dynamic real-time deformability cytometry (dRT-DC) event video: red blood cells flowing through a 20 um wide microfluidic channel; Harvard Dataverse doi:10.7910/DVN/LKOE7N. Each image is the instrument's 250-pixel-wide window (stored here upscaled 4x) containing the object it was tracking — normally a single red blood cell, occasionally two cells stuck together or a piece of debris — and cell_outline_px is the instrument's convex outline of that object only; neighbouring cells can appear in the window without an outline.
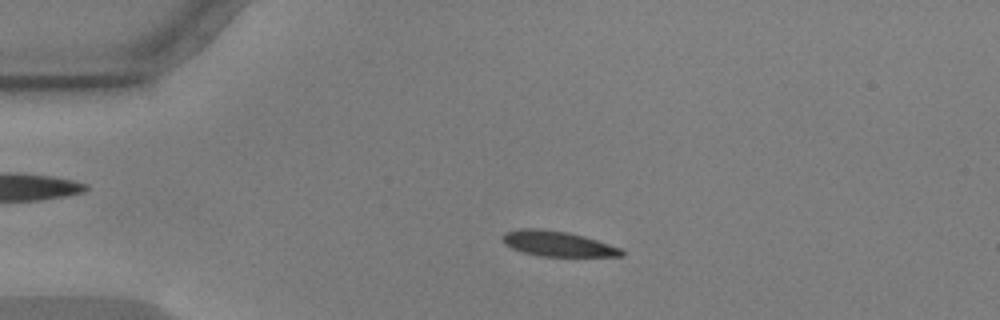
{"species": "common noctule bat (a hibernating species)", "species_latin": "Nyctalus noctula", "temperature_condition": "warm", "stored_images_in_passage": 56, "camera_frame_rate_fps": 3000, "um_per_image_px": 0.085, "animal": {"sex": "male", "body_mass_g": 17.9, "forearm_length_mm": 54.2}, "frame": {"image": 1, "passage_image": 12, "time_ms": 3.667, "image_size_px": [1000, 320], "cell_outline_px": [[624, 256], [540, 256], [524, 252], [512, 248], [504, 244], [504, 232], [520, 228], [536, 228], [568, 232], [584, 236], [620, 248], [624, 252]], "centroid_in_image_um": [47.38, 20.71], "position_along_channel_um": 37.6, "area_um2": 17.28}}
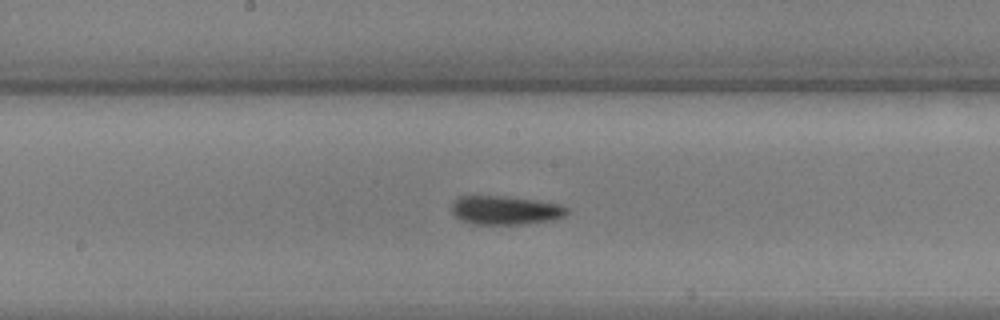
{"frame": {"image": 2, "passage_image": 29, "time_ms": 9.333, "image_size_px": [1000, 320], "cell_outline_px": [[568, 212], [564, 216], [552, 220], [520, 224], [476, 224], [460, 220], [452, 212], [452, 204], [460, 196], [504, 196], [536, 200], [560, 204], [568, 208]], "centroid_in_image_um": [42.96, 17.87], "position_along_channel_um": 205.2, "area_um2": 19.19}}
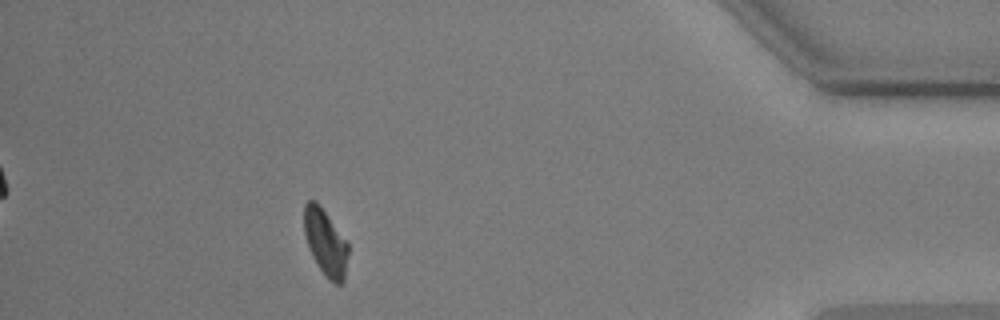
{"frame": {"image": 3, "passage_image": 50, "time_ms": 16.333, "image_size_px": [1000, 320], "cell_outline_px": [[348, 252], [344, 280], [340, 284], [336, 284], [328, 280], [312, 256], [304, 232], [304, 204], [308, 200], [316, 200], [320, 204], [348, 240]], "centroid_in_image_um": [27.68, 20.56], "position_along_channel_um": 407.5, "area_um2": 17.28}, "authors_computed_cell_mechanics": {"area_um2": 18.0047, "velocity_mm_per_s": 3.5835, "shape_relaxation_time_tau1_ms": 4.6546, "shape_relaxation_time_tau2_ms": null, "deformation_change_tau1": 0.1366, "deformation_change_tau2": null}}